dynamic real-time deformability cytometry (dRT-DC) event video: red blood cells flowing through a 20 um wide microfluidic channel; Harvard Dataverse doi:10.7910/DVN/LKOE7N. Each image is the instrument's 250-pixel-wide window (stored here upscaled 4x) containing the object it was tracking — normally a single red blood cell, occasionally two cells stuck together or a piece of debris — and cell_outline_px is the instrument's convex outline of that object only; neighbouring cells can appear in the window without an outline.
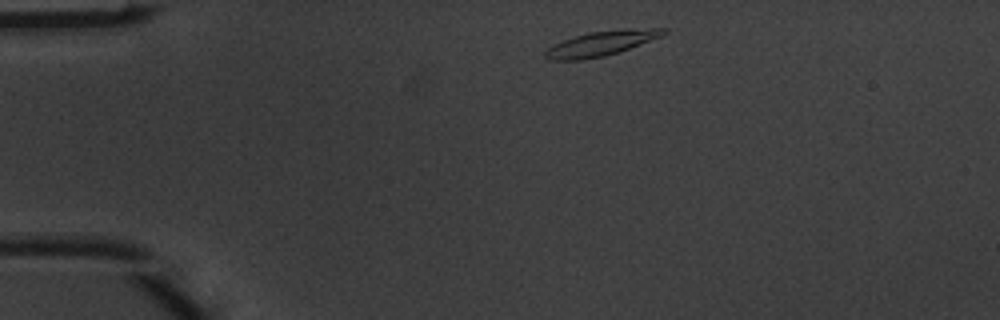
{"species": "common noctule bat (a hibernating species)", "species_latin": "Nyctalus noctula", "temperature_condition": "warm", "stored_images_in_passage": 2, "camera_frame_rate_fps": 3000, "um_per_image_px": 0.085, "animal": {"sex": "male", "body_mass_g": 20.1, "forearm_length_mm": 53.5}, "frame": {"image": 1, "passage_image": 1, "time_ms": 0.0, "image_size_px": [1000, 320], "cell_outline_px": [[668, 32], [660, 36], [620, 52], [604, 56], [580, 60], [548, 60], [544, 56], [544, 52], [548, 48], [564, 40], [576, 36], [592, 32], [652, 28], [668, 28]], "centroid_in_image_um": [51.08, 3.72], "position_along_channel_um": 33.9, "area_um2": 16.53}}